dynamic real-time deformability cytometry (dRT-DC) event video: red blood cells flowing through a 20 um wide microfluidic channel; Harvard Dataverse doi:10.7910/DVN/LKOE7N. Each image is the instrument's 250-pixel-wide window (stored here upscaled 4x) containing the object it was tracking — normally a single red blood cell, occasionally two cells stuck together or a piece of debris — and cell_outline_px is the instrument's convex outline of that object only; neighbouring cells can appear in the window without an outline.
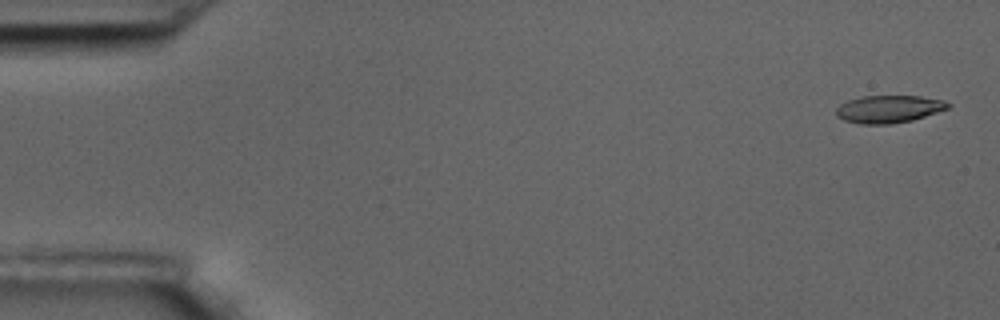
{"species": "common noctule bat (a hibernating species)", "species_latin": "Nyctalus noctula", "temperature_condition": "room temperature", "stored_images_in_passage": 8, "camera_frame_rate_fps": 3000, "um_per_image_px": 0.085, "animal": {"sex": "male", "body_mass_g": 17.5, "forearm_length_mm": 52.3}, "frame": {"image": 1, "passage_image": 1, "time_ms": 0.0, "image_size_px": [1000, 320], "cell_outline_px": [[952, 104], [948, 108], [912, 120], [888, 124], [860, 124], [844, 120], [836, 116], [836, 108], [840, 104], [848, 100], [860, 96], [920, 96], [944, 100]], "centroid_in_image_um": [75.52, 9.26], "position_along_channel_um": 9.5, "area_um2": 17.92}}
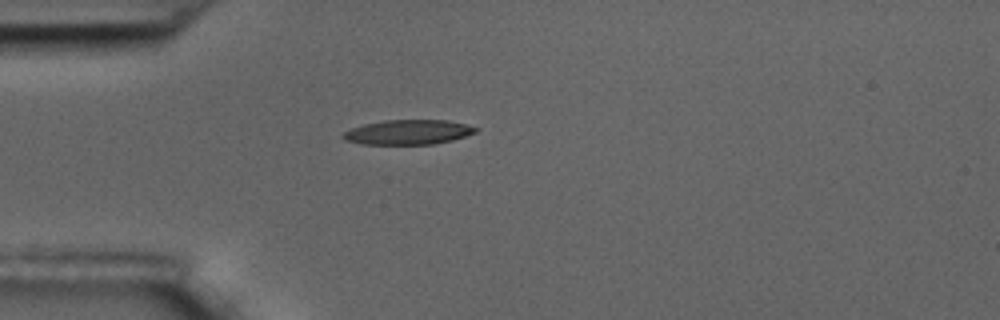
{"frame": {"image": 2, "passage_image": 5, "time_ms": 1.333, "image_size_px": [1000, 320], "cell_outline_px": [[480, 128], [476, 132], [452, 140], [432, 144], [360, 144], [344, 140], [340, 136], [344, 132], [352, 128], [364, 124], [384, 120], [448, 120]], "centroid_in_image_um": [34.66, 11.23], "position_along_channel_um": 50.3, "area_um2": 19.07}}